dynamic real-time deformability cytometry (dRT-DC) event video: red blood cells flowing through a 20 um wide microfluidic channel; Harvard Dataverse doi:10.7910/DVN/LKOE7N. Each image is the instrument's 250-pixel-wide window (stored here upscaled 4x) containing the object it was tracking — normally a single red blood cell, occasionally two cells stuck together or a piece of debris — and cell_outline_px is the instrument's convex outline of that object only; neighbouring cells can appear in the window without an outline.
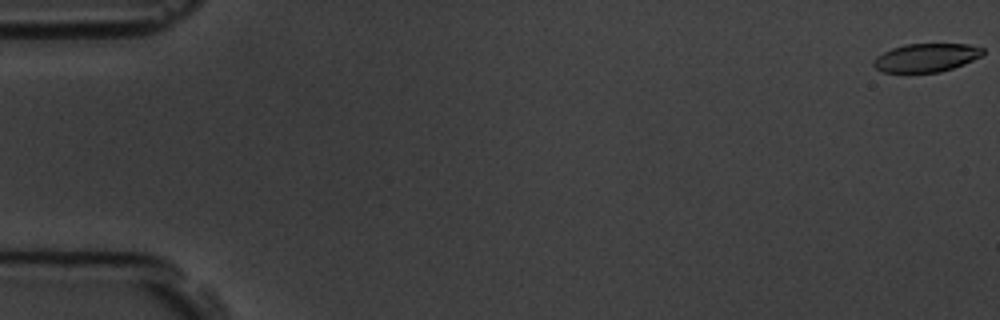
{"species": "common noctule bat (a hibernating species)", "species_latin": "Nyctalus noctula", "temperature_condition": "room temperature", "stored_images_in_passage": 5, "camera_frame_rate_fps": 3000, "um_per_image_px": 0.085, "animal": {"sex": "male", "body_mass_g": 19.5, "forearm_length_mm": 54.6}, "frame": {"image": 1, "passage_image": 1, "time_ms": 0.0, "image_size_px": [1000, 320], "cell_outline_px": [[984, 56], [964, 64], [940, 72], [884, 72], [876, 68], [872, 64], [872, 60], [876, 56], [892, 48], [904, 44], [968, 44], [984, 48]], "centroid_in_image_um": [78.75, 4.89], "position_along_channel_um": 6.3, "area_um2": 18.21}}
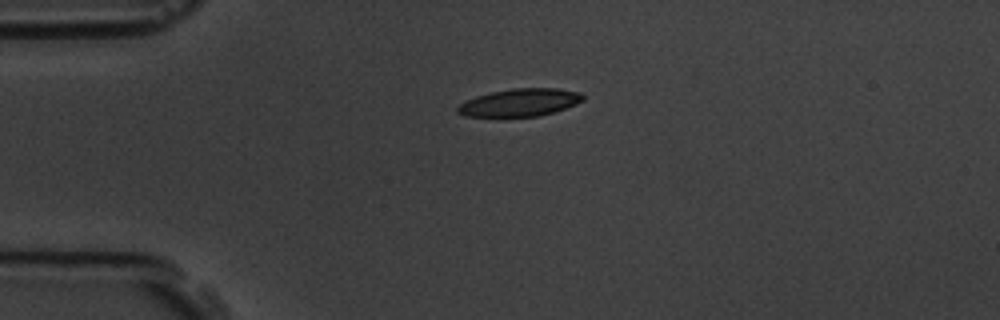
{"frame": {"image": 2, "passage_image": 4, "time_ms": 4.333, "image_size_px": [1000, 320], "cell_outline_px": [[584, 100], [576, 104], [540, 116], [464, 116], [456, 112], [456, 108], [464, 100], [476, 96], [492, 92], [512, 88], [556, 88], [580, 92], [584, 96]], "centroid_in_image_um": [44.17, 8.7], "position_along_channel_um": 40.8, "area_um2": 20.11}}